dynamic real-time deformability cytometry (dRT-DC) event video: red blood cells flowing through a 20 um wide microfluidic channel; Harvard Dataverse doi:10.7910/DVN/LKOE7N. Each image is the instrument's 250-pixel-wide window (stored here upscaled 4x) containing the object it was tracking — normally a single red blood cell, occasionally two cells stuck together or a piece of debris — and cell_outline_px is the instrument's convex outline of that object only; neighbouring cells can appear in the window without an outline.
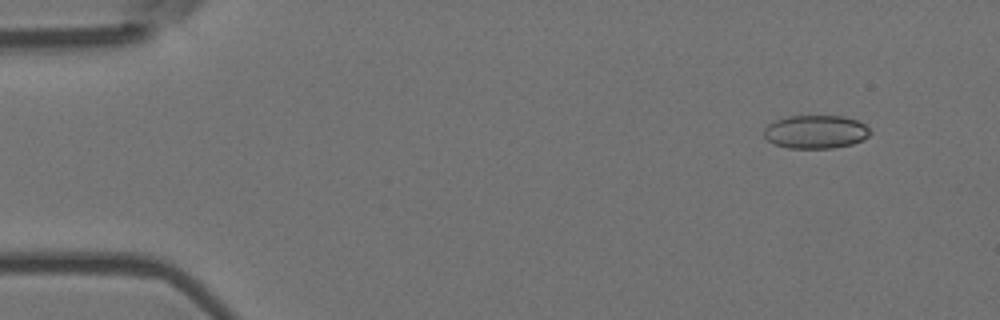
{"species": "Egyptian fruit bat (a non-hibernating species)", "species_latin": "Rousettus aegyptiacus", "temperature_condition": "room temperature", "stored_images_in_passage": 34, "camera_frame_rate_fps": 3000, "um_per_image_px": 0.085, "animal": {"sex": "female"}, "frame": {"image": 1, "passage_image": 2, "time_ms": 0.333, "image_size_px": [1000, 320], "cell_outline_px": [[872, 132], [868, 136], [852, 144], [832, 148], [788, 148], [776, 144], [768, 140], [764, 136], [764, 128], [768, 124], [776, 120], [788, 116], [844, 116], [856, 120], [864, 124]], "centroid_in_image_um": [69.33, 11.2], "position_along_channel_um": 15.7, "area_um2": 20.52}}
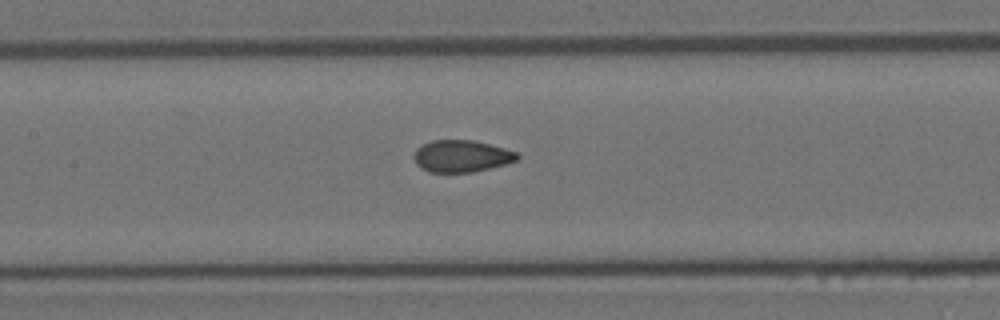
{"frame": {"image": 2, "passage_image": 23, "time_ms": 7.333, "image_size_px": [1000, 320], "cell_outline_px": [[520, 156], [516, 160], [504, 164], [472, 172], [428, 172], [420, 168], [416, 164], [412, 156], [416, 148], [432, 140], [472, 140], [504, 148], [516, 152]], "centroid_in_image_um": [39.17, 13.27], "position_along_channel_um": 168.2, "area_um2": 19.13}}
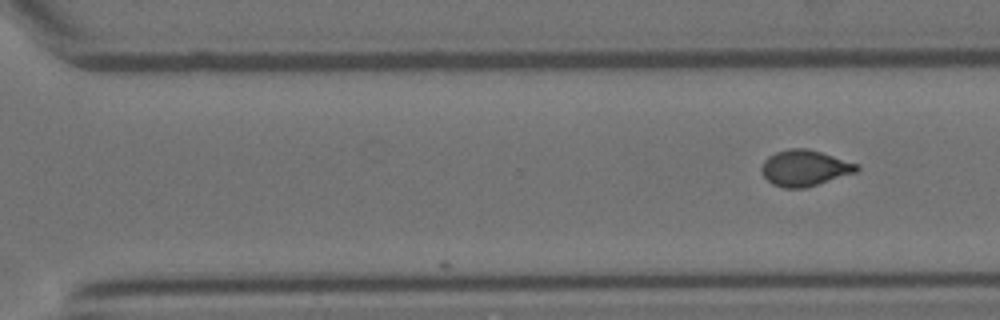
{"frame": {"image": 3, "passage_image": 34, "time_ms": 11.0, "image_size_px": [1000, 320], "cell_outline_px": [[860, 168], [856, 172], [804, 188], [780, 188], [772, 184], [764, 176], [760, 168], [764, 160], [768, 156], [776, 152], [792, 148], [808, 148], [856, 164]], "centroid_in_image_um": [68.34, 14.29], "position_along_channel_um": 302.3, "area_um2": 19.71}}